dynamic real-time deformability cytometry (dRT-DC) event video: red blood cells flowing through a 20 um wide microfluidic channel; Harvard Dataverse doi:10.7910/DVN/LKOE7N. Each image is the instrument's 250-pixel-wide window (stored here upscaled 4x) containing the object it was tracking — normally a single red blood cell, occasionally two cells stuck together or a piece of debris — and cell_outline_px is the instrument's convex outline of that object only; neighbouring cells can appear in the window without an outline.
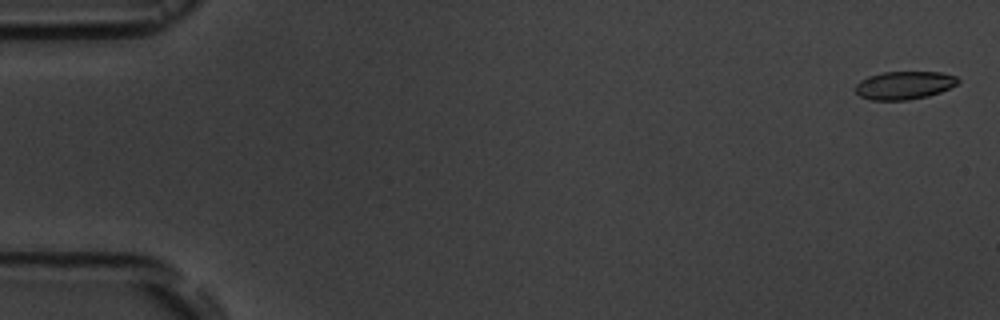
{"species": "common noctule bat (a hibernating species)", "species_latin": "Nyctalus noctula", "temperature_condition": "room temperature", "stored_images_in_passage": 5, "camera_frame_rate_fps": 3000, "um_per_image_px": 0.085, "animal": {"sex": "male", "body_mass_g": 19.5, "forearm_length_mm": 54.6}, "frame": {"image": 1, "passage_image": 1, "time_ms": 0.0, "image_size_px": [1000, 320], "cell_outline_px": [[960, 80], [956, 84], [940, 92], [928, 96], [908, 100], [872, 100], [860, 96], [856, 92], [856, 84], [860, 80], [868, 76], [884, 72], [940, 72], [956, 76]], "centroid_in_image_um": [76.85, 7.25], "position_along_channel_um": 8.1, "area_um2": 16.7}}
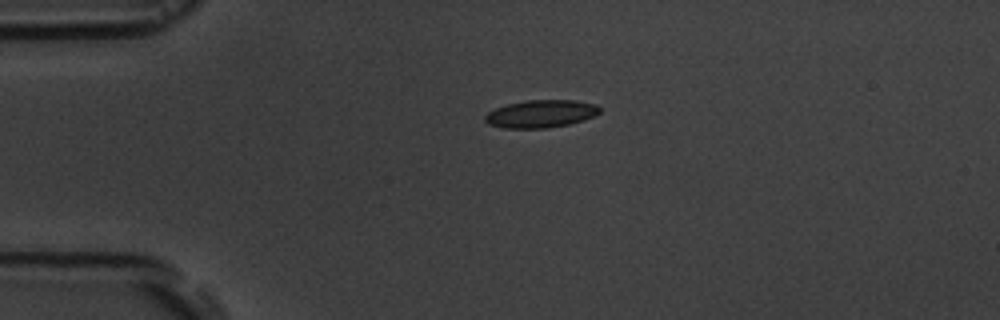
{"frame": {"image": 2, "passage_image": 4, "time_ms": 4.0, "image_size_px": [1000, 320], "cell_outline_px": [[600, 112], [584, 120], [568, 124], [548, 128], [504, 128], [488, 124], [484, 120], [484, 116], [488, 112], [496, 108], [508, 104], [524, 100], [572, 100], [596, 104], [600, 108]], "centroid_in_image_um": [45.95, 9.67], "position_along_channel_um": 39.0, "area_um2": 18.44}}